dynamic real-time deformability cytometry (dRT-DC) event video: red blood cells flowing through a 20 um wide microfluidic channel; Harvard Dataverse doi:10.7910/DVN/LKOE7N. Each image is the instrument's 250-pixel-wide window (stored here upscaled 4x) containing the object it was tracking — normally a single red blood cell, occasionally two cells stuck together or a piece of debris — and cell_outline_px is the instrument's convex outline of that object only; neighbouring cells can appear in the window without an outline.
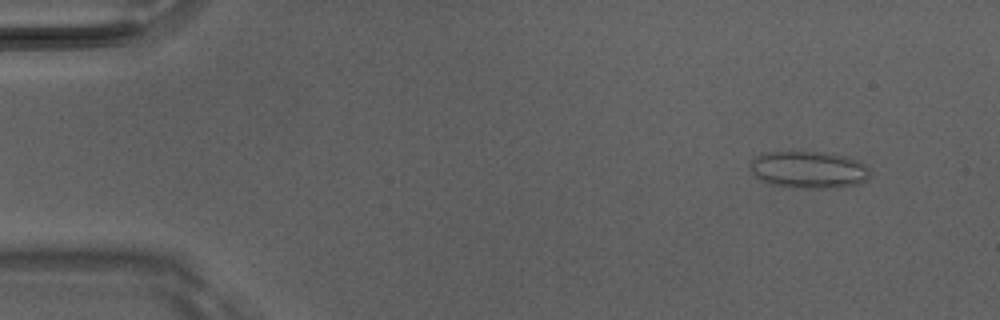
{"species": "Egyptian fruit bat (a non-hibernating species)", "species_latin": "Rousettus aegyptiacus", "temperature_condition": "room temperature", "stored_images_in_passage": 6, "camera_frame_rate_fps": 3000, "um_per_image_px": 0.085, "animal": {"sex": "male"}, "frame": {"image": 1, "passage_image": 2, "time_ms": 0.333, "image_size_px": [1000, 320], "cell_outline_px": [[872, 176], [868, 180], [860, 184], [836, 188], [792, 188], [772, 184], [756, 176], [752, 172], [752, 160], [756, 156], [768, 152], [824, 152], [848, 156], [860, 160], [868, 168]], "centroid_in_image_um": [68.85, 14.43], "position_along_channel_um": 16.2, "area_um2": 26.13}}